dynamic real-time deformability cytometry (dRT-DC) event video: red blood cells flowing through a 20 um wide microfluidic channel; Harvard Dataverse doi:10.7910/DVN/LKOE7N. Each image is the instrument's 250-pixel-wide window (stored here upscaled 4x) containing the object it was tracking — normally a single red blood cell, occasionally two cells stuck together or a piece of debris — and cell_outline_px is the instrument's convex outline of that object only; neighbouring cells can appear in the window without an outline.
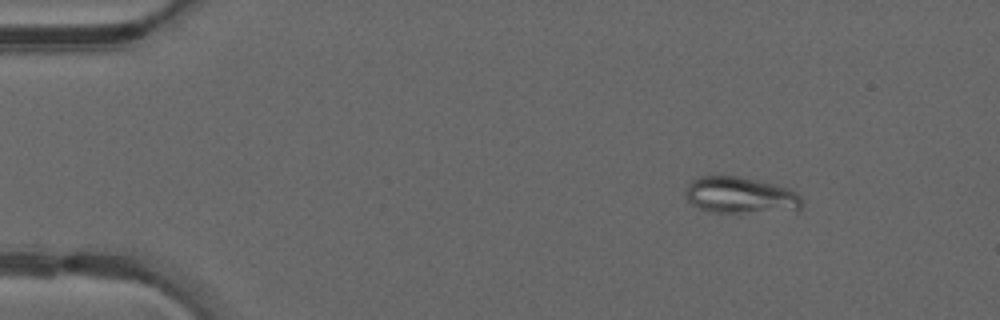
{"species": "common noctule bat (a hibernating species)", "species_latin": "Nyctalus noctula", "temperature_condition": "warm", "stored_images_in_passage": 45, "camera_frame_rate_fps": 3000, "um_per_image_px": 0.085, "animal": {"sex": "male", "forearm_length_mm": 52.5}, "frame": {"image": 1, "passage_image": 3, "time_ms": 0.667, "image_size_px": [1000, 320], "cell_outline_px": [[804, 204], [796, 212], [712, 212], [700, 208], [692, 204], [684, 196], [684, 192], [688, 180], [700, 176], [740, 176], [776, 184], [788, 188], [800, 196]], "centroid_in_image_um": [62.94, 16.6], "position_along_channel_um": 22.1, "area_um2": 25.32}}
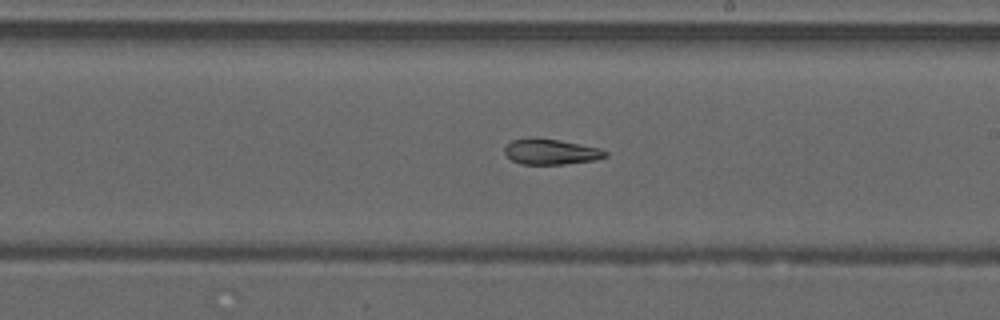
{"frame": {"image": 2, "passage_image": 25, "time_ms": 8.0, "image_size_px": [1000, 320], "cell_outline_px": [[608, 156], [592, 160], [564, 164], [520, 164], [512, 160], [504, 152], [504, 148], [512, 140], [528, 136], [536, 136], [560, 140], [600, 148], [608, 152]], "centroid_in_image_um": [46.79, 12.87], "position_along_channel_um": 242.2, "area_um2": 15.2}}
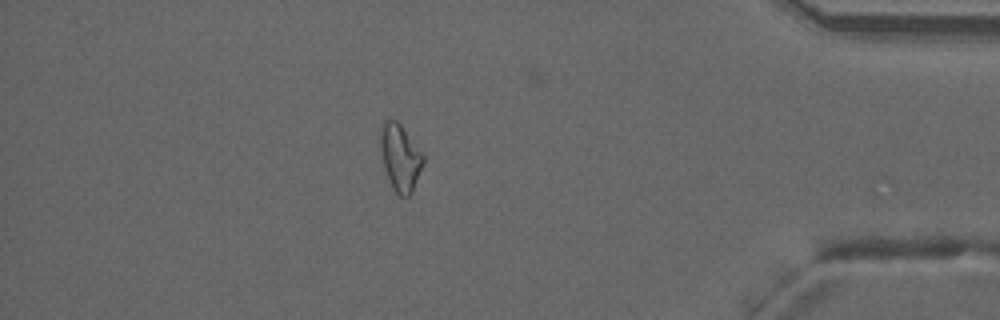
{"frame": {"image": 3, "passage_image": 39, "time_ms": 12.667, "image_size_px": [1000, 320], "cell_outline_px": [[424, 160], [412, 192], [408, 196], [400, 196], [392, 188], [384, 168], [380, 148], [380, 124], [388, 116], [396, 120], [400, 124], [424, 156]], "centroid_in_image_um": [33.97, 13.34], "position_along_channel_um": 401.2, "area_um2": 16.59}, "authors_computed_cell_mechanics": {"area_um2": 16.6464, "velocity_mm_per_s": 4.2259, "shape_relaxation_time_tau1_ms": null, "shape_relaxation_time_tau2_ms": 7.8063, "deformation_change_tau1": null, "deformation_change_tau2": 0.179}}